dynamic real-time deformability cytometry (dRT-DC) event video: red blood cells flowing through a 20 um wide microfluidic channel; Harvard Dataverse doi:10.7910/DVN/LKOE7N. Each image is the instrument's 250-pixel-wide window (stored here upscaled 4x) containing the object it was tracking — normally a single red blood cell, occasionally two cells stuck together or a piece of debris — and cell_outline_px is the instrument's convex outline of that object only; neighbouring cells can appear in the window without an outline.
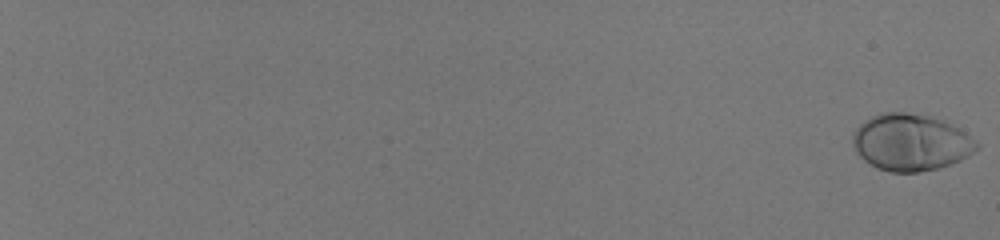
{"species": "human", "species_latin": "Homo sapiens", "temperature_condition": "room temperature", "stored_images_in_passage": 59, "camera_frame_rate_fps": 3000, "um_per_image_px": 0.085, "donor": {"sex": "male"}, "frame": {"image": 1, "passage_image": 1, "time_ms": 0.0, "image_size_px": [1000, 240], "cell_outline_px": [[980, 148], [968, 156], [960, 160], [936, 168], [916, 172], [888, 172], [876, 168], [864, 160], [860, 156], [852, 144], [852, 136], [856, 128], [860, 124], [872, 116], [880, 112], [904, 112], [928, 116], [944, 120], [964, 132], [976, 140], [980, 144]], "centroid_in_image_um": [77.41, 12.1], "position_along_channel_um": 7.6, "area_um2": 40.92}}
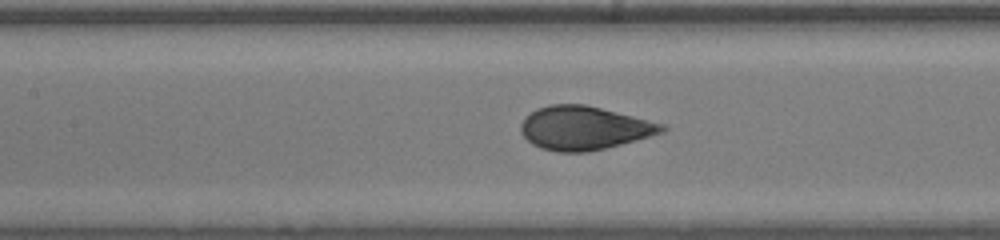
{"frame": {"image": 2, "passage_image": 35, "time_ms": 11.333, "image_size_px": [1000, 240], "cell_outline_px": [[668, 128], [664, 132], [620, 144], [588, 152], [556, 152], [540, 148], [532, 144], [520, 132], [520, 124], [524, 116], [536, 108], [548, 104], [584, 104], [664, 124]], "centroid_in_image_um": [49.58, 10.88], "position_along_channel_um": 157.8, "area_um2": 35.78}}
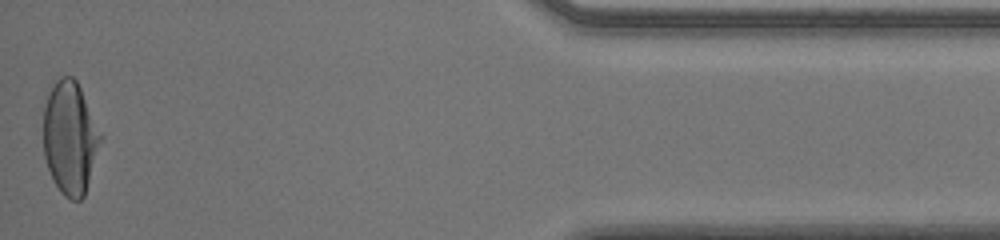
{"frame": {"image": 3, "passage_image": 59, "time_ms": 19.333, "image_size_px": [1000, 240], "cell_outline_px": [[104, 136], [84, 196], [80, 200], [72, 200], [64, 196], [60, 192], [48, 168], [44, 156], [44, 108], [48, 92], [56, 80], [60, 76], [72, 76], [76, 80]], "centroid_in_image_um": [5.98, 11.71], "position_along_channel_um": 429.2, "area_um2": 37.8}, "authors_computed_cell_mechanics": {"area_um2": 37.1076, "velocity_mm_per_s": 4.0302, "shape_relaxation_time_tau1_ms": 4.5248, "shape_relaxation_time_tau2_ms": null, "deformation_change_tau1": 0.2107, "deformation_change_tau2": null}}